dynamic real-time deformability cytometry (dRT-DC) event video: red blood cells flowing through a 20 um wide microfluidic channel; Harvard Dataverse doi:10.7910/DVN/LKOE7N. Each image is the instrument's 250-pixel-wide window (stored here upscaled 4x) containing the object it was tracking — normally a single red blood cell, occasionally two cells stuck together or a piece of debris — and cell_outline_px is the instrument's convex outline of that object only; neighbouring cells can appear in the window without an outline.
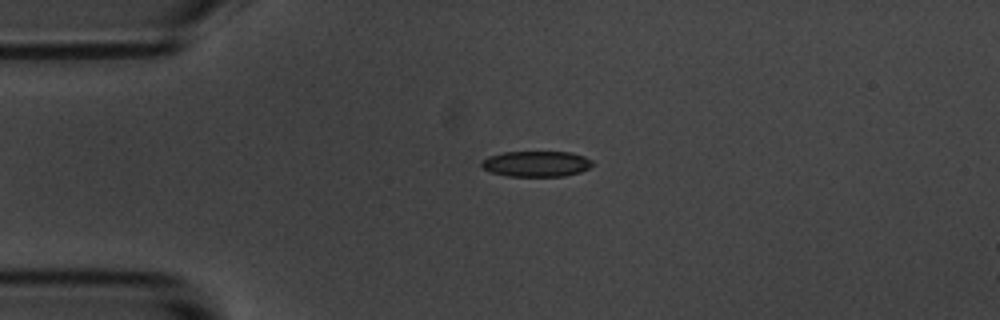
{"species": "common noctule bat (a hibernating species)", "species_latin": "Nyctalus noctula", "temperature_condition": "room temperature", "stored_images_in_passage": 5, "segment_of_instrument_passage": [1, 2], "camera_frame_rate_fps": 3000, "um_per_image_px": 0.085, "animal": {"sex": "male", "body_mass_g": 20.1, "forearm_length_mm": 53.5}, "frame": {"image": 1, "passage_image": 3, "time_ms": 2.333, "image_size_px": [1000, 320], "cell_outline_px": [[592, 164], [588, 168], [580, 172], [564, 176], [508, 176], [492, 172], [484, 168], [480, 164], [480, 160], [488, 156], [504, 152], [572, 152], [584, 156], [592, 160]], "centroid_in_image_um": [45.57, 13.92], "position_along_channel_um": 39.4, "area_um2": 16.59}}